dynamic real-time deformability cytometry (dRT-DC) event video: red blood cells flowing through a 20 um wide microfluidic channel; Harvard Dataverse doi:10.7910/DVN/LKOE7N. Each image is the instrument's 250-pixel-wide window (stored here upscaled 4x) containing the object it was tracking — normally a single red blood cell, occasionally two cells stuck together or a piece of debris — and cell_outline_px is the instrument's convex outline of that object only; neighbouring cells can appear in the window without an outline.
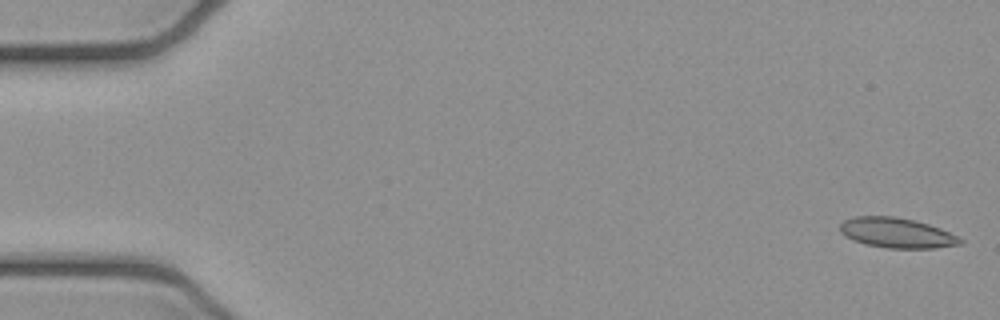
{"species": "common noctule bat (a hibernating species)", "species_latin": "Nyctalus noctula", "temperature_condition": "cold", "stored_images_in_passage": 8, "camera_frame_rate_fps": 3000, "um_per_image_px": 0.085, "animal": {"sex": "female", "body_mass_g": 21.9}, "frame": {"image": 1, "passage_image": 1, "time_ms": 0.0, "image_size_px": [1000, 320], "cell_outline_px": [[964, 240], [960, 244], [936, 248], [888, 248], [864, 244], [844, 236], [840, 232], [840, 224], [844, 220], [856, 216], [896, 216], [928, 224], [940, 228]], "centroid_in_image_um": [76.19, 19.79], "position_along_channel_um": 8.8, "area_um2": 20.98}}
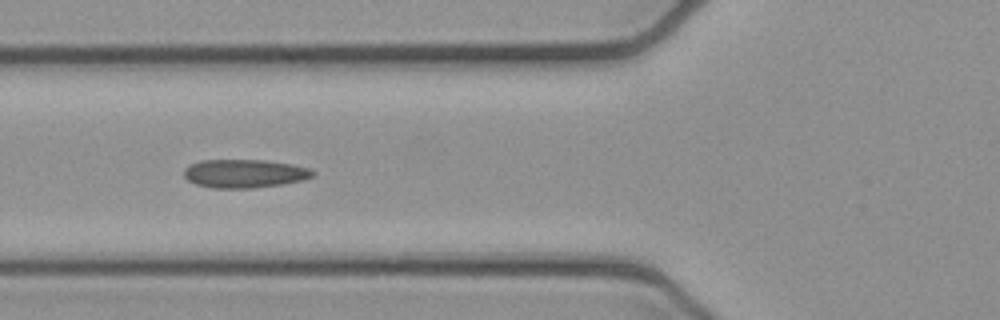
{"frame": {"image": 2, "passage_image": 6, "time_ms": 1.667, "image_size_px": [1000, 320], "cell_outline_px": [[316, 172], [312, 176], [304, 180], [280, 184], [252, 188], [212, 188], [196, 184], [188, 180], [184, 176], [184, 168], [188, 164], [200, 160], [264, 160], [292, 164], [308, 168]], "centroid_in_image_um": [20.75, 14.74], "position_along_channel_um": 105.1, "area_um2": 21.39}}
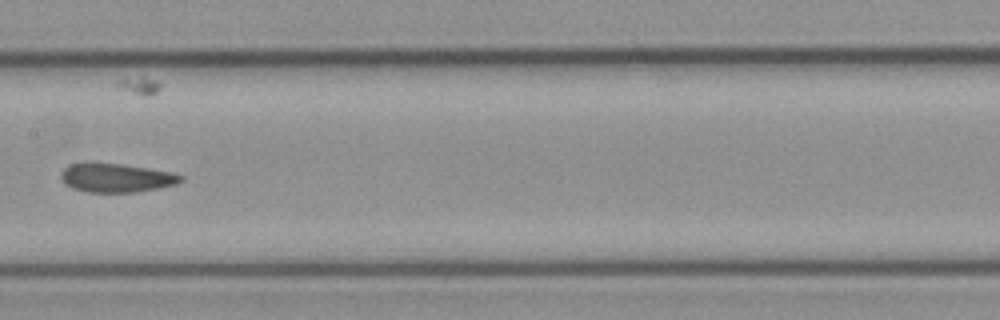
{"frame": {"image": 3, "passage_image": 8, "time_ms": 2.333, "image_size_px": [1000, 320], "cell_outline_px": [[184, 180], [176, 184], [160, 188], [136, 192], [88, 192], [72, 188], [64, 184], [60, 176], [60, 172], [64, 168], [72, 164], [120, 164], [148, 168], [172, 172], [184, 176]], "centroid_in_image_um": [9.92, 15.13], "position_along_channel_um": 197.5, "area_um2": 19.94}}